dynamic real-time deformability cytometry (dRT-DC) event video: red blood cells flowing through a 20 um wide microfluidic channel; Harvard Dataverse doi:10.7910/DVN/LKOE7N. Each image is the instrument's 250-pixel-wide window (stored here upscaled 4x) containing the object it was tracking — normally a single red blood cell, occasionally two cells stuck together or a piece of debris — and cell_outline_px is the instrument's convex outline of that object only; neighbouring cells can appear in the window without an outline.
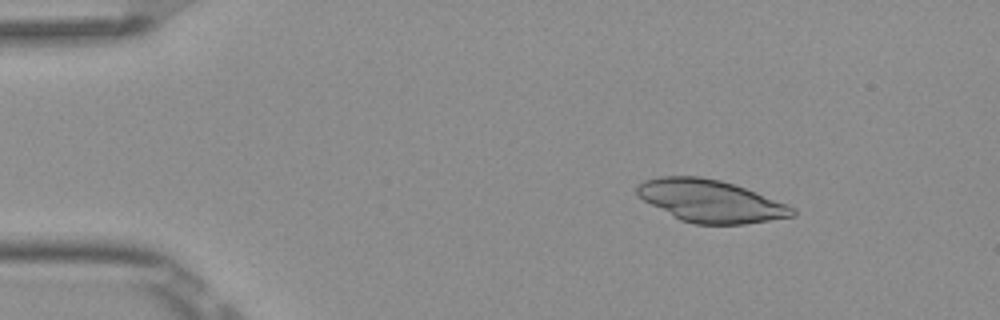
{"species": "Egyptian fruit bat (a non-hibernating species)", "species_latin": "Rousettus aegyptiacus", "temperature_condition": "room temperature", "stored_images_in_passage": 5, "camera_frame_rate_fps": 3000, "um_per_image_px": 0.085, "frame": {"image": 1, "passage_image": 3, "time_ms": 0.667, "image_size_px": [1000, 320], "cell_outline_px": [[796, 216], [744, 224], [692, 224], [680, 220], [644, 200], [636, 192], [636, 188], [644, 180], [660, 176], [700, 176], [720, 180], [756, 192], [788, 204], [796, 208]], "centroid_in_image_um": [60.43, 17.09], "position_along_channel_um": 24.6, "area_um2": 38.15}}